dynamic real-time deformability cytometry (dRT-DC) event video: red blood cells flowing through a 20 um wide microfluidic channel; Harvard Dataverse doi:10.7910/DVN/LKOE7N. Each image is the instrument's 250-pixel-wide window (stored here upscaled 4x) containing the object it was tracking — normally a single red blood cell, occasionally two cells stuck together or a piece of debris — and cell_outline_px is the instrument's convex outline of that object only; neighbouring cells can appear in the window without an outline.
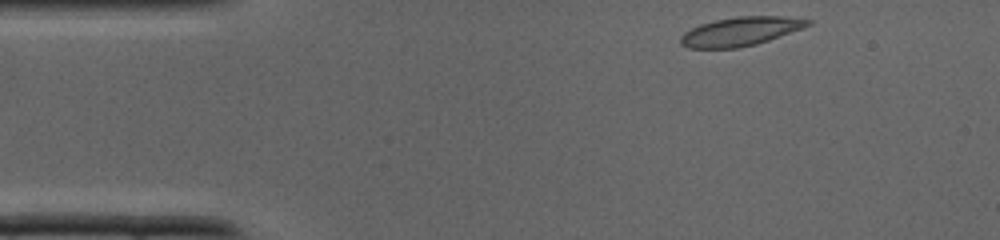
{"species": "common noctule bat (a hibernating species)", "species_latin": "Nyctalus noctula", "temperature_condition": "cold", "stored_images_in_passage": 33, "camera_frame_rate_fps": 3000, "um_per_image_px": 0.085, "animal": {"sex": "male", "body_mass_g": 19.0, "forearm_length_mm": 50.8}, "frame": {"image": 1, "passage_image": 1, "time_ms": 0.0, "image_size_px": [1000, 240], "cell_outline_px": [[812, 24], [804, 28], [756, 44], [736, 48], [688, 48], [680, 44], [680, 36], [684, 32], [700, 24], [716, 20], [740, 16], [780, 16], [812, 20]], "centroid_in_image_um": [62.94, 2.67], "position_along_channel_um": 22.1, "area_um2": 21.27}}
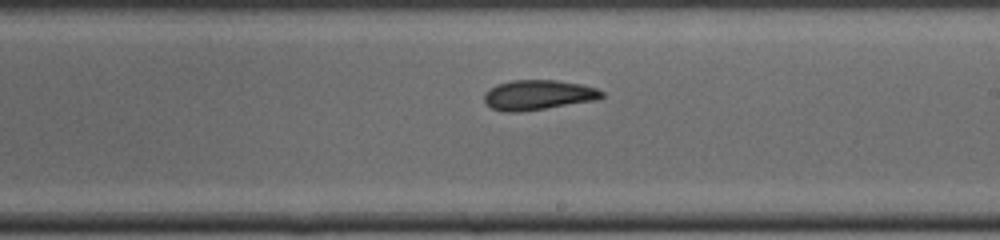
{"frame": {"image": 2, "passage_image": 17, "time_ms": 5.333, "image_size_px": [1000, 240], "cell_outline_px": [[604, 96], [596, 100], [520, 112], [504, 112], [492, 108], [484, 104], [484, 92], [488, 88], [496, 84], [512, 80], [556, 80], [580, 84], [596, 88], [604, 92]], "centroid_in_image_um": [45.69, 8.07], "position_along_channel_um": 243.3, "area_um2": 20.63}}
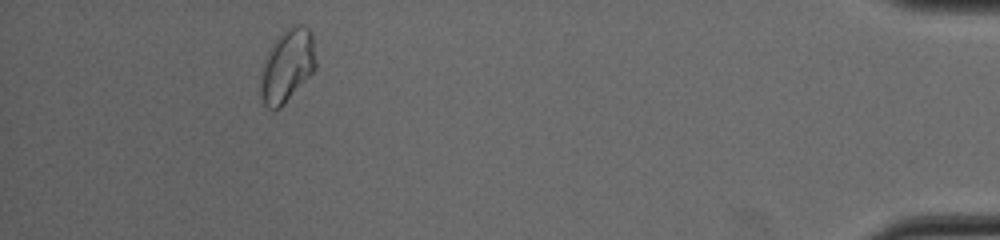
{"frame": {"image": 3, "passage_image": 30, "time_ms": 9.667, "image_size_px": [1000, 240], "cell_outline_px": [[316, 68], [280, 108], [268, 108], [264, 104], [260, 96], [260, 84], [264, 64], [268, 52], [272, 44], [284, 32], [296, 24], [300, 24], [308, 28], [312, 32], [316, 60]], "centroid_in_image_um": [24.43, 5.59], "position_along_channel_um": 410.8, "area_um2": 22.89}}